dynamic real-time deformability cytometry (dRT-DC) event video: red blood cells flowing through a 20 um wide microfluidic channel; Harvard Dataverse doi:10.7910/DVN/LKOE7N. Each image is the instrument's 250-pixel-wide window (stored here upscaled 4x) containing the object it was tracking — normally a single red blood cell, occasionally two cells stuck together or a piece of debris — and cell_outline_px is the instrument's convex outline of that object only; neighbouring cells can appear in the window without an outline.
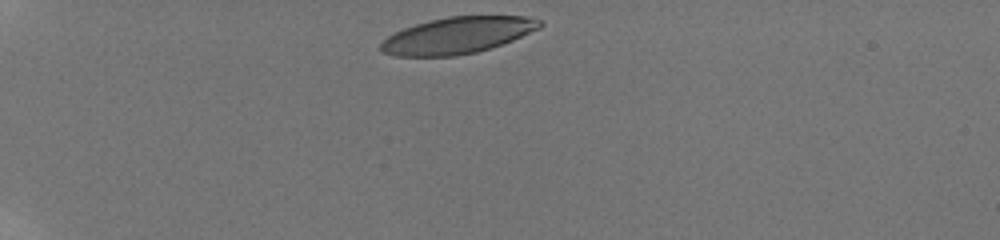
{"species": "human", "species_latin": "Homo sapiens", "temperature_condition": "room temperature", "stored_images_in_passage": 10, "camera_frame_rate_fps": 3000, "um_per_image_px": 0.085, "donor": {"sex": "male"}, "frame": {"image": 1, "passage_image": 1, "time_ms": 0.0, "image_size_px": [1000, 240], "cell_outline_px": [[544, 24], [540, 28], [512, 40], [476, 52], [456, 56], [396, 56], [380, 52], [380, 44], [388, 36], [404, 28], [416, 24], [448, 16], [524, 16], [540, 20]], "centroid_in_image_um": [38.87, 3.01], "position_along_channel_um": 46.1, "area_um2": 33.52}}
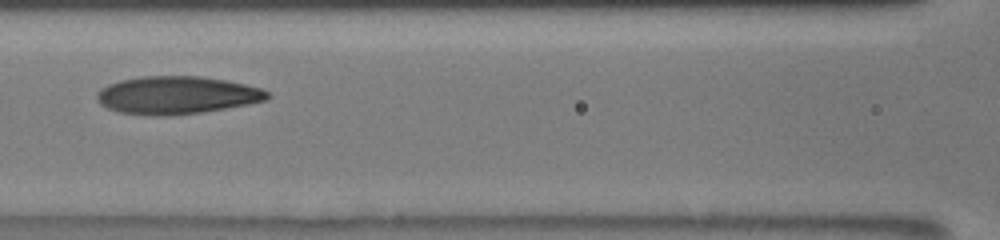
{"frame": {"image": 2, "passage_image": 6, "time_ms": 4.333, "image_size_px": [1000, 240], "cell_outline_px": [[272, 96], [268, 100], [248, 104], [200, 112], [168, 116], [152, 116], [120, 112], [108, 108], [100, 104], [96, 100], [96, 92], [100, 88], [108, 84], [120, 80], [140, 76], [200, 76], [224, 80], [244, 84], [260, 88], [268, 92]], "centroid_in_image_um": [14.99, 8.09], "position_along_channel_um": 151.6, "area_um2": 37.63}}
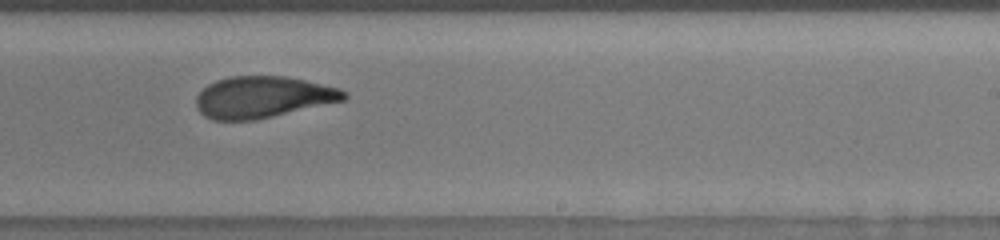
{"frame": {"image": 3, "passage_image": 9, "time_ms": 7.333, "image_size_px": [1000, 240], "cell_outline_px": [[348, 96], [344, 100], [272, 116], [252, 120], [212, 120], [204, 116], [196, 108], [196, 96], [208, 84], [216, 80], [228, 76], [284, 76], [304, 80], [340, 88], [348, 92]], "centroid_in_image_um": [22.31, 8.25], "position_along_channel_um": 266.7, "area_um2": 35.66}}